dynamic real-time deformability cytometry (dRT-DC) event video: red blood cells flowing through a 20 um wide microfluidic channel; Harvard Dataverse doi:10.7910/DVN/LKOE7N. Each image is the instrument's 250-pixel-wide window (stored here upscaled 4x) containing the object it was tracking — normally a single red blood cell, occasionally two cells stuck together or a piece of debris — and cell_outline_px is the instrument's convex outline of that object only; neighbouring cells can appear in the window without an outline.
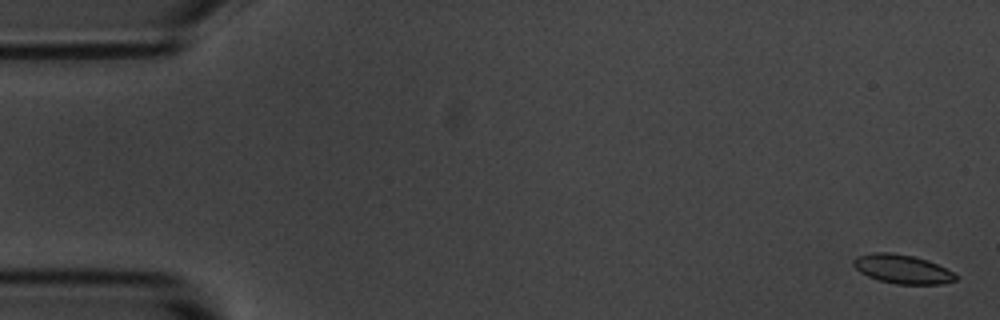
{"species": "common noctule bat (a hibernating species)", "species_latin": "Nyctalus noctula", "temperature_condition": "room temperature", "stored_images_in_passage": 5, "camera_frame_rate_fps": 3000, "um_per_image_px": 0.085, "animal": {"sex": "male", "body_mass_g": 20.1, "forearm_length_mm": 53.5}, "frame": {"image": 1, "passage_image": 1, "time_ms": 0.0, "image_size_px": [1000, 320], "cell_outline_px": [[956, 280], [940, 284], [896, 284], [880, 280], [868, 276], [860, 272], [852, 264], [852, 260], [856, 256], [872, 252], [892, 252], [912, 256], [928, 260], [952, 272], [956, 276]], "centroid_in_image_um": [76.64, 22.86], "position_along_channel_um": 8.4, "area_um2": 17.11}}
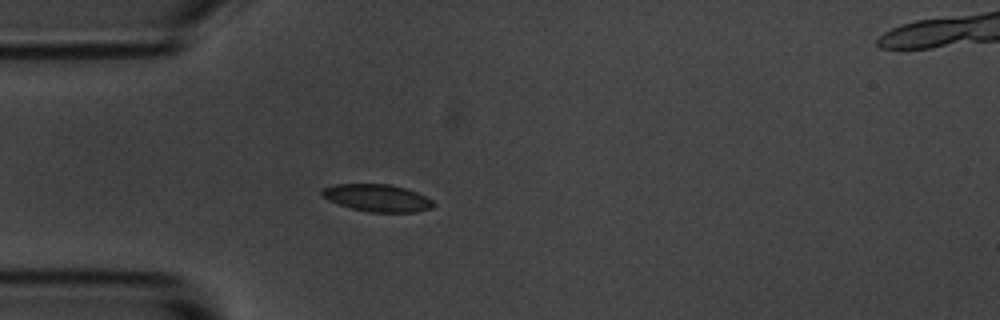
{"frame": {"image": 2, "passage_image": 5, "time_ms": 4.667, "image_size_px": [1000, 320], "cell_outline_px": [[436, 204], [432, 208], [416, 212], [368, 212], [352, 208], [328, 200], [320, 196], [320, 192], [324, 188], [336, 184], [388, 184], [404, 188], [416, 192], [432, 200]], "centroid_in_image_um": [32.06, 16.83], "position_along_channel_um": 52.9, "area_um2": 17.63}}